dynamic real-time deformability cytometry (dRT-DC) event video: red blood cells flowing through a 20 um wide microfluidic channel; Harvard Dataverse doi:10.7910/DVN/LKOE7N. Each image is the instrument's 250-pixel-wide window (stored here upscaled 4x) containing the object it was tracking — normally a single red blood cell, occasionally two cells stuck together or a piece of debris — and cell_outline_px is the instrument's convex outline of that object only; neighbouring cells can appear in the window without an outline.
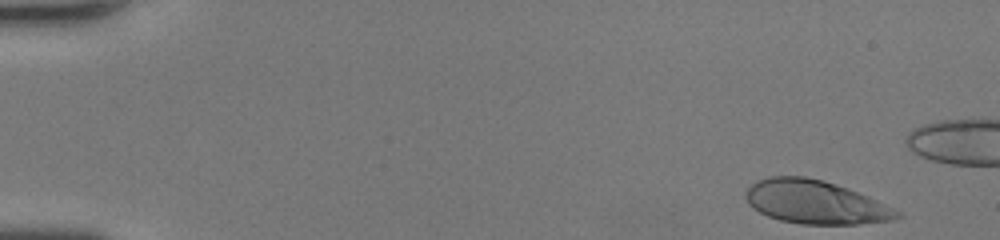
{"species": "human", "species_latin": "Homo sapiens", "temperature_condition": "room temperature", "stored_images_in_passage": 38, "camera_frame_rate_fps": 3000, "um_per_image_px": 0.085, "donor": {"sex": "female"}, "frame": {"image": 1, "passage_image": 1, "time_ms": 0.0, "image_size_px": [1000, 240], "cell_outline_px": [[904, 216], [892, 220], [856, 224], [800, 224], [780, 220], [768, 216], [752, 208], [748, 204], [744, 196], [748, 188], [752, 184], [768, 176], [804, 176], [824, 180], [848, 188], [868, 196], [900, 212]], "centroid_in_image_um": [69.28, 17.18], "position_along_channel_um": 15.7, "area_um2": 38.26}}
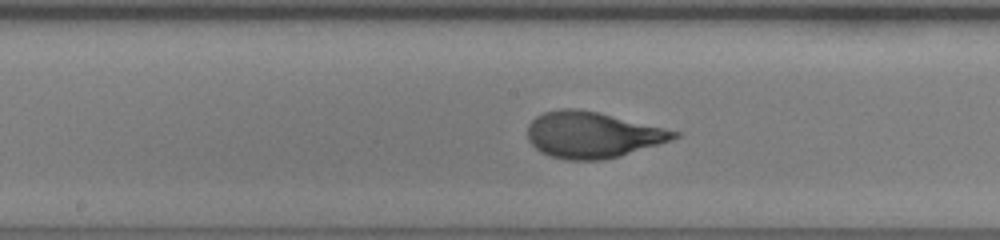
{"frame": {"image": 2, "passage_image": 23, "time_ms": 7.333, "image_size_px": [1000, 240], "cell_outline_px": [[680, 136], [672, 140], [620, 156], [604, 160], [568, 160], [552, 156], [540, 152], [528, 140], [528, 124], [536, 116], [544, 112], [560, 108], [576, 108], [596, 112], [680, 132]], "centroid_in_image_um": [50.32, 11.47], "position_along_channel_um": 197.9, "area_um2": 39.07}}
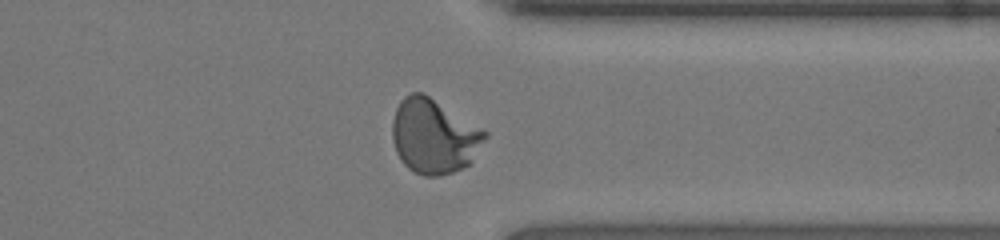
{"frame": {"image": 3, "passage_image": 35, "time_ms": 11.333, "image_size_px": [1000, 240], "cell_outline_px": [[488, 136], [472, 160], [464, 168], [440, 176], [424, 176], [408, 168], [400, 160], [396, 152], [392, 140], [392, 120], [396, 108], [400, 100], [404, 96], [412, 92], [424, 92], [488, 132]], "centroid_in_image_um": [36.87, 11.57], "position_along_channel_um": 374.5, "area_um2": 40.52}, "authors_computed_cell_mechanics": {"area_um2": 38.2347, "velocity_mm_per_s": 4.4476, "shape_relaxation_time_tau1_ms": 4.374, "shape_relaxation_time_tau2_ms": null, "deformation_change_tau1": 0.286, "deformation_change_tau2": null}}